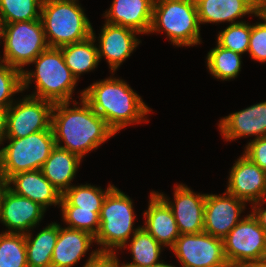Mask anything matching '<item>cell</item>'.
<instances>
[{
    "mask_svg": "<svg viewBox=\"0 0 266 267\" xmlns=\"http://www.w3.org/2000/svg\"><path fill=\"white\" fill-rule=\"evenodd\" d=\"M80 93L79 107H76L78 102L74 103V108H69L70 102L54 103L51 128L56 146L82 159L116 133L83 99V91Z\"/></svg>",
    "mask_w": 266,
    "mask_h": 267,
    "instance_id": "1",
    "label": "cell"
},
{
    "mask_svg": "<svg viewBox=\"0 0 266 267\" xmlns=\"http://www.w3.org/2000/svg\"><path fill=\"white\" fill-rule=\"evenodd\" d=\"M83 99L115 133L146 121L144 116L152 111L125 81L111 77L85 88Z\"/></svg>",
    "mask_w": 266,
    "mask_h": 267,
    "instance_id": "2",
    "label": "cell"
},
{
    "mask_svg": "<svg viewBox=\"0 0 266 267\" xmlns=\"http://www.w3.org/2000/svg\"><path fill=\"white\" fill-rule=\"evenodd\" d=\"M31 63L36 71L22 72V91L28 89L35 77L36 92L29 96L53 103L70 102L77 79L67 67L60 48L48 47Z\"/></svg>",
    "mask_w": 266,
    "mask_h": 267,
    "instance_id": "3",
    "label": "cell"
},
{
    "mask_svg": "<svg viewBox=\"0 0 266 267\" xmlns=\"http://www.w3.org/2000/svg\"><path fill=\"white\" fill-rule=\"evenodd\" d=\"M78 0H43L40 20L49 47H62L92 36V26Z\"/></svg>",
    "mask_w": 266,
    "mask_h": 267,
    "instance_id": "4",
    "label": "cell"
},
{
    "mask_svg": "<svg viewBox=\"0 0 266 267\" xmlns=\"http://www.w3.org/2000/svg\"><path fill=\"white\" fill-rule=\"evenodd\" d=\"M163 30L178 47L200 44L195 0H154L149 33Z\"/></svg>",
    "mask_w": 266,
    "mask_h": 267,
    "instance_id": "5",
    "label": "cell"
},
{
    "mask_svg": "<svg viewBox=\"0 0 266 267\" xmlns=\"http://www.w3.org/2000/svg\"><path fill=\"white\" fill-rule=\"evenodd\" d=\"M132 200L114 187L106 196L100 211V227L95 242L103 246L100 253H114L113 248H126L130 234H135L140 226L133 229L135 215ZM132 232V233H131Z\"/></svg>",
    "mask_w": 266,
    "mask_h": 267,
    "instance_id": "6",
    "label": "cell"
},
{
    "mask_svg": "<svg viewBox=\"0 0 266 267\" xmlns=\"http://www.w3.org/2000/svg\"><path fill=\"white\" fill-rule=\"evenodd\" d=\"M10 140L0 149V172L6 180L19 172L41 170L56 147L52 128Z\"/></svg>",
    "mask_w": 266,
    "mask_h": 267,
    "instance_id": "7",
    "label": "cell"
},
{
    "mask_svg": "<svg viewBox=\"0 0 266 267\" xmlns=\"http://www.w3.org/2000/svg\"><path fill=\"white\" fill-rule=\"evenodd\" d=\"M48 47L40 19L7 23L4 57L0 61L23 72V67L31 64Z\"/></svg>",
    "mask_w": 266,
    "mask_h": 267,
    "instance_id": "8",
    "label": "cell"
},
{
    "mask_svg": "<svg viewBox=\"0 0 266 267\" xmlns=\"http://www.w3.org/2000/svg\"><path fill=\"white\" fill-rule=\"evenodd\" d=\"M228 263L266 259V231L252 213L244 217L223 239Z\"/></svg>",
    "mask_w": 266,
    "mask_h": 267,
    "instance_id": "9",
    "label": "cell"
},
{
    "mask_svg": "<svg viewBox=\"0 0 266 267\" xmlns=\"http://www.w3.org/2000/svg\"><path fill=\"white\" fill-rule=\"evenodd\" d=\"M182 267H227L223 239L206 232L181 234L171 248Z\"/></svg>",
    "mask_w": 266,
    "mask_h": 267,
    "instance_id": "10",
    "label": "cell"
},
{
    "mask_svg": "<svg viewBox=\"0 0 266 267\" xmlns=\"http://www.w3.org/2000/svg\"><path fill=\"white\" fill-rule=\"evenodd\" d=\"M18 102L8 107L6 138H22L51 128L53 102L28 95Z\"/></svg>",
    "mask_w": 266,
    "mask_h": 267,
    "instance_id": "11",
    "label": "cell"
},
{
    "mask_svg": "<svg viewBox=\"0 0 266 267\" xmlns=\"http://www.w3.org/2000/svg\"><path fill=\"white\" fill-rule=\"evenodd\" d=\"M245 202L229 194L223 196L206 194L204 210V232L221 239L241 221L240 214Z\"/></svg>",
    "mask_w": 266,
    "mask_h": 267,
    "instance_id": "12",
    "label": "cell"
},
{
    "mask_svg": "<svg viewBox=\"0 0 266 267\" xmlns=\"http://www.w3.org/2000/svg\"><path fill=\"white\" fill-rule=\"evenodd\" d=\"M174 203L164 194L156 192L170 207L180 234L204 232V210L206 194H196L184 184L174 189Z\"/></svg>",
    "mask_w": 266,
    "mask_h": 267,
    "instance_id": "13",
    "label": "cell"
},
{
    "mask_svg": "<svg viewBox=\"0 0 266 267\" xmlns=\"http://www.w3.org/2000/svg\"><path fill=\"white\" fill-rule=\"evenodd\" d=\"M45 209L34 201L19 196L7 188L0 204V221L8 227L6 233L29 232L42 220ZM29 229V230H28Z\"/></svg>",
    "mask_w": 266,
    "mask_h": 267,
    "instance_id": "14",
    "label": "cell"
},
{
    "mask_svg": "<svg viewBox=\"0 0 266 267\" xmlns=\"http://www.w3.org/2000/svg\"><path fill=\"white\" fill-rule=\"evenodd\" d=\"M226 191L240 200L256 203L266 197V172L244 154L233 165Z\"/></svg>",
    "mask_w": 266,
    "mask_h": 267,
    "instance_id": "15",
    "label": "cell"
},
{
    "mask_svg": "<svg viewBox=\"0 0 266 267\" xmlns=\"http://www.w3.org/2000/svg\"><path fill=\"white\" fill-rule=\"evenodd\" d=\"M99 34V60L106 58L111 72L117 68L130 56L140 41L136 38L137 31L128 27L105 23Z\"/></svg>",
    "mask_w": 266,
    "mask_h": 267,
    "instance_id": "16",
    "label": "cell"
},
{
    "mask_svg": "<svg viewBox=\"0 0 266 267\" xmlns=\"http://www.w3.org/2000/svg\"><path fill=\"white\" fill-rule=\"evenodd\" d=\"M219 128L226 141L244 136L266 137V101L220 119Z\"/></svg>",
    "mask_w": 266,
    "mask_h": 267,
    "instance_id": "17",
    "label": "cell"
},
{
    "mask_svg": "<svg viewBox=\"0 0 266 267\" xmlns=\"http://www.w3.org/2000/svg\"><path fill=\"white\" fill-rule=\"evenodd\" d=\"M7 184L15 194L38 203L45 210L49 205L61 203V192L44 177L41 170L16 173L7 180Z\"/></svg>",
    "mask_w": 266,
    "mask_h": 267,
    "instance_id": "18",
    "label": "cell"
},
{
    "mask_svg": "<svg viewBox=\"0 0 266 267\" xmlns=\"http://www.w3.org/2000/svg\"><path fill=\"white\" fill-rule=\"evenodd\" d=\"M154 0H113L105 13L106 23L147 34L152 22Z\"/></svg>",
    "mask_w": 266,
    "mask_h": 267,
    "instance_id": "19",
    "label": "cell"
},
{
    "mask_svg": "<svg viewBox=\"0 0 266 267\" xmlns=\"http://www.w3.org/2000/svg\"><path fill=\"white\" fill-rule=\"evenodd\" d=\"M145 217L143 228L160 245L172 248L181 234L170 207L156 192H151L148 210L144 212Z\"/></svg>",
    "mask_w": 266,
    "mask_h": 267,
    "instance_id": "20",
    "label": "cell"
},
{
    "mask_svg": "<svg viewBox=\"0 0 266 267\" xmlns=\"http://www.w3.org/2000/svg\"><path fill=\"white\" fill-rule=\"evenodd\" d=\"M95 242L92 234L72 228H62L58 224V237L54 247L51 263L52 267H72L90 249Z\"/></svg>",
    "mask_w": 266,
    "mask_h": 267,
    "instance_id": "21",
    "label": "cell"
},
{
    "mask_svg": "<svg viewBox=\"0 0 266 267\" xmlns=\"http://www.w3.org/2000/svg\"><path fill=\"white\" fill-rule=\"evenodd\" d=\"M199 24L242 22L235 19L246 14L256 15L253 0H195Z\"/></svg>",
    "mask_w": 266,
    "mask_h": 267,
    "instance_id": "22",
    "label": "cell"
},
{
    "mask_svg": "<svg viewBox=\"0 0 266 267\" xmlns=\"http://www.w3.org/2000/svg\"><path fill=\"white\" fill-rule=\"evenodd\" d=\"M81 158L68 150L55 147L41 167L44 177L63 194L72 185Z\"/></svg>",
    "mask_w": 266,
    "mask_h": 267,
    "instance_id": "23",
    "label": "cell"
},
{
    "mask_svg": "<svg viewBox=\"0 0 266 267\" xmlns=\"http://www.w3.org/2000/svg\"><path fill=\"white\" fill-rule=\"evenodd\" d=\"M95 38L92 29V36L89 38L59 47L67 67L77 80L82 73L95 69L100 61L98 47L94 45Z\"/></svg>",
    "mask_w": 266,
    "mask_h": 267,
    "instance_id": "24",
    "label": "cell"
},
{
    "mask_svg": "<svg viewBox=\"0 0 266 267\" xmlns=\"http://www.w3.org/2000/svg\"><path fill=\"white\" fill-rule=\"evenodd\" d=\"M58 237V223H52L34 238L25 233L28 267H52L51 259Z\"/></svg>",
    "mask_w": 266,
    "mask_h": 267,
    "instance_id": "25",
    "label": "cell"
},
{
    "mask_svg": "<svg viewBox=\"0 0 266 267\" xmlns=\"http://www.w3.org/2000/svg\"><path fill=\"white\" fill-rule=\"evenodd\" d=\"M109 187L102 191L99 187L90 184L71 186L67 189L61 198V210H91L92 212H100L103 202L107 194L114 188Z\"/></svg>",
    "mask_w": 266,
    "mask_h": 267,
    "instance_id": "26",
    "label": "cell"
},
{
    "mask_svg": "<svg viewBox=\"0 0 266 267\" xmlns=\"http://www.w3.org/2000/svg\"><path fill=\"white\" fill-rule=\"evenodd\" d=\"M132 253V263H122V267H150L159 264L161 246L147 230L140 227L128 244Z\"/></svg>",
    "mask_w": 266,
    "mask_h": 267,
    "instance_id": "27",
    "label": "cell"
},
{
    "mask_svg": "<svg viewBox=\"0 0 266 267\" xmlns=\"http://www.w3.org/2000/svg\"><path fill=\"white\" fill-rule=\"evenodd\" d=\"M241 54L222 48L217 44L207 54V67L217 79L229 80L235 78L241 69Z\"/></svg>",
    "mask_w": 266,
    "mask_h": 267,
    "instance_id": "28",
    "label": "cell"
},
{
    "mask_svg": "<svg viewBox=\"0 0 266 267\" xmlns=\"http://www.w3.org/2000/svg\"><path fill=\"white\" fill-rule=\"evenodd\" d=\"M0 267H28L25 234H0Z\"/></svg>",
    "mask_w": 266,
    "mask_h": 267,
    "instance_id": "29",
    "label": "cell"
},
{
    "mask_svg": "<svg viewBox=\"0 0 266 267\" xmlns=\"http://www.w3.org/2000/svg\"><path fill=\"white\" fill-rule=\"evenodd\" d=\"M42 2L43 0H0V16L6 24L38 20L41 16Z\"/></svg>",
    "mask_w": 266,
    "mask_h": 267,
    "instance_id": "30",
    "label": "cell"
},
{
    "mask_svg": "<svg viewBox=\"0 0 266 267\" xmlns=\"http://www.w3.org/2000/svg\"><path fill=\"white\" fill-rule=\"evenodd\" d=\"M250 33L251 25L246 22L230 24L219 32L217 44L242 55L249 50Z\"/></svg>",
    "mask_w": 266,
    "mask_h": 267,
    "instance_id": "31",
    "label": "cell"
},
{
    "mask_svg": "<svg viewBox=\"0 0 266 267\" xmlns=\"http://www.w3.org/2000/svg\"><path fill=\"white\" fill-rule=\"evenodd\" d=\"M1 62L0 107L8 108L13 103V99H11L12 95L22 92V72L3 61Z\"/></svg>",
    "mask_w": 266,
    "mask_h": 267,
    "instance_id": "32",
    "label": "cell"
},
{
    "mask_svg": "<svg viewBox=\"0 0 266 267\" xmlns=\"http://www.w3.org/2000/svg\"><path fill=\"white\" fill-rule=\"evenodd\" d=\"M68 228L83 230L96 236L100 227V212L91 210H61Z\"/></svg>",
    "mask_w": 266,
    "mask_h": 267,
    "instance_id": "33",
    "label": "cell"
},
{
    "mask_svg": "<svg viewBox=\"0 0 266 267\" xmlns=\"http://www.w3.org/2000/svg\"><path fill=\"white\" fill-rule=\"evenodd\" d=\"M263 19V23L251 25L249 54L252 59L266 62V15H255Z\"/></svg>",
    "mask_w": 266,
    "mask_h": 267,
    "instance_id": "34",
    "label": "cell"
},
{
    "mask_svg": "<svg viewBox=\"0 0 266 267\" xmlns=\"http://www.w3.org/2000/svg\"><path fill=\"white\" fill-rule=\"evenodd\" d=\"M244 155L266 172V137L251 140Z\"/></svg>",
    "mask_w": 266,
    "mask_h": 267,
    "instance_id": "35",
    "label": "cell"
},
{
    "mask_svg": "<svg viewBox=\"0 0 266 267\" xmlns=\"http://www.w3.org/2000/svg\"><path fill=\"white\" fill-rule=\"evenodd\" d=\"M83 267H122L114 253H100L99 250L92 251L89 259Z\"/></svg>",
    "mask_w": 266,
    "mask_h": 267,
    "instance_id": "36",
    "label": "cell"
},
{
    "mask_svg": "<svg viewBox=\"0 0 266 267\" xmlns=\"http://www.w3.org/2000/svg\"><path fill=\"white\" fill-rule=\"evenodd\" d=\"M264 202L266 203V197L261 201L254 203V205L252 206L253 211L251 213L258 220L260 226L266 231V208L261 207V205H263Z\"/></svg>",
    "mask_w": 266,
    "mask_h": 267,
    "instance_id": "37",
    "label": "cell"
},
{
    "mask_svg": "<svg viewBox=\"0 0 266 267\" xmlns=\"http://www.w3.org/2000/svg\"><path fill=\"white\" fill-rule=\"evenodd\" d=\"M7 110L8 108L0 107V144L6 139L7 134Z\"/></svg>",
    "mask_w": 266,
    "mask_h": 267,
    "instance_id": "38",
    "label": "cell"
},
{
    "mask_svg": "<svg viewBox=\"0 0 266 267\" xmlns=\"http://www.w3.org/2000/svg\"><path fill=\"white\" fill-rule=\"evenodd\" d=\"M227 267H266V259L261 261H236L228 263Z\"/></svg>",
    "mask_w": 266,
    "mask_h": 267,
    "instance_id": "39",
    "label": "cell"
},
{
    "mask_svg": "<svg viewBox=\"0 0 266 267\" xmlns=\"http://www.w3.org/2000/svg\"><path fill=\"white\" fill-rule=\"evenodd\" d=\"M256 15H266V0H253Z\"/></svg>",
    "mask_w": 266,
    "mask_h": 267,
    "instance_id": "40",
    "label": "cell"
},
{
    "mask_svg": "<svg viewBox=\"0 0 266 267\" xmlns=\"http://www.w3.org/2000/svg\"><path fill=\"white\" fill-rule=\"evenodd\" d=\"M7 180L4 178V176L0 172V204H1V198L3 195L4 190L7 188Z\"/></svg>",
    "mask_w": 266,
    "mask_h": 267,
    "instance_id": "41",
    "label": "cell"
},
{
    "mask_svg": "<svg viewBox=\"0 0 266 267\" xmlns=\"http://www.w3.org/2000/svg\"><path fill=\"white\" fill-rule=\"evenodd\" d=\"M5 26H6L5 20L0 16V39H3V42L5 37Z\"/></svg>",
    "mask_w": 266,
    "mask_h": 267,
    "instance_id": "42",
    "label": "cell"
},
{
    "mask_svg": "<svg viewBox=\"0 0 266 267\" xmlns=\"http://www.w3.org/2000/svg\"><path fill=\"white\" fill-rule=\"evenodd\" d=\"M150 267H175V266H171V265L165 264L164 262H160L159 264H156Z\"/></svg>",
    "mask_w": 266,
    "mask_h": 267,
    "instance_id": "43",
    "label": "cell"
}]
</instances>
